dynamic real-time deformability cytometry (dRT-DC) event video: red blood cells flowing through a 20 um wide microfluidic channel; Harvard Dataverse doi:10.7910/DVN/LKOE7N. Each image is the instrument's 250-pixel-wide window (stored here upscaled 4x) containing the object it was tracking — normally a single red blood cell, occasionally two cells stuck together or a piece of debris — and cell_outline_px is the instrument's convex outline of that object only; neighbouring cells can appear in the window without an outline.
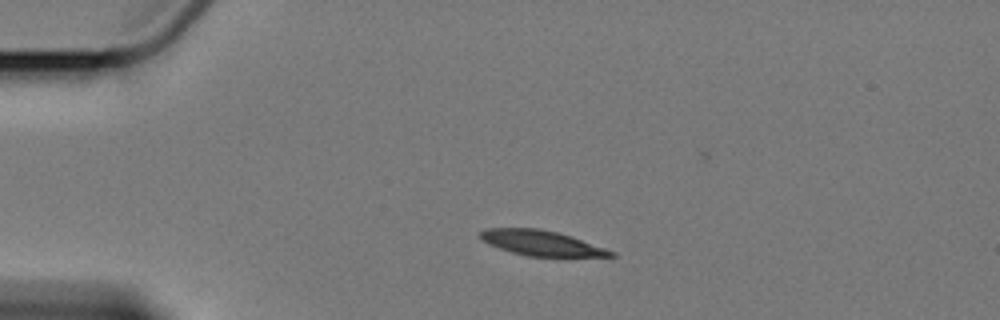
{"species": "Egyptian fruit bat (a non-hibernating species)", "species_latin": "Rousettus aegyptiacus", "temperature_condition": "cold", "stored_images_in_passage": 3, "camera_frame_rate_fps": 3000, "um_per_image_px": 0.085, "animal": {"sex": "female"}, "frame": {"image": 1, "passage_image": 2, "time_ms": 2.0, "image_size_px": [1000, 320], "cell_outline_px": [[616, 256], [528, 256], [512, 252], [488, 244], [480, 240], [480, 232], [484, 228], [536, 228], [556, 232], [572, 236], [616, 252]], "centroid_in_image_um": [45.99, 20.65], "position_along_channel_um": 39.0, "area_um2": 18.96}}